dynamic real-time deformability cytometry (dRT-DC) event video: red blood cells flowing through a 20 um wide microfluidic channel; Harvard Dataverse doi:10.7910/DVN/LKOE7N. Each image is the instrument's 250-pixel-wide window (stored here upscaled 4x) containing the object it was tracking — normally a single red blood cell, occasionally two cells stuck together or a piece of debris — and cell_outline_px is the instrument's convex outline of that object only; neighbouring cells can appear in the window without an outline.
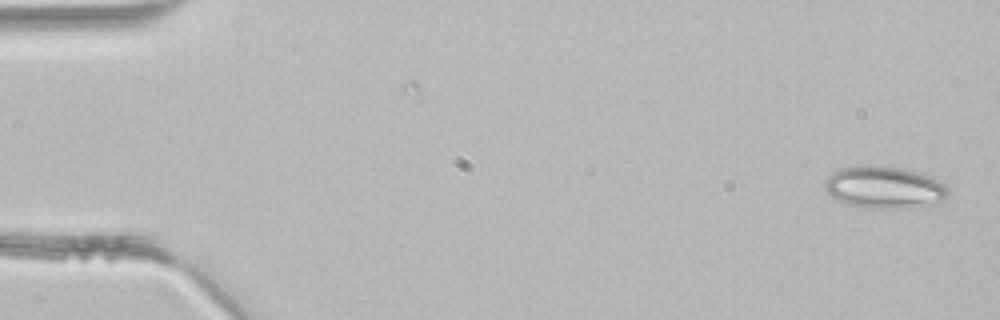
{"species": "common noctule bat (a hibernating species)", "species_latin": "Nyctalus noctula", "temperature_condition": "room temperature", "stored_images_in_passage": 2, "camera_frame_rate_fps": 3000, "um_per_image_px": 0.085, "animal": {"sex": "male", "body_mass_g": 21.5, "forearm_length_mm": 52.0}, "frame": {"image": 1, "passage_image": 2, "time_ms": 0.333, "image_size_px": [1000, 320], "cell_outline_px": [[948, 192], [936, 204], [908, 208], [864, 208], [848, 204], [832, 196], [824, 188], [824, 184], [828, 176], [832, 172], [840, 168], [868, 164], [872, 164], [900, 168], [920, 172], [932, 176], [944, 184], [948, 188]], "centroid_in_image_um": [75.16, 15.91], "position_along_channel_um": 9.8, "area_um2": 30.4}}